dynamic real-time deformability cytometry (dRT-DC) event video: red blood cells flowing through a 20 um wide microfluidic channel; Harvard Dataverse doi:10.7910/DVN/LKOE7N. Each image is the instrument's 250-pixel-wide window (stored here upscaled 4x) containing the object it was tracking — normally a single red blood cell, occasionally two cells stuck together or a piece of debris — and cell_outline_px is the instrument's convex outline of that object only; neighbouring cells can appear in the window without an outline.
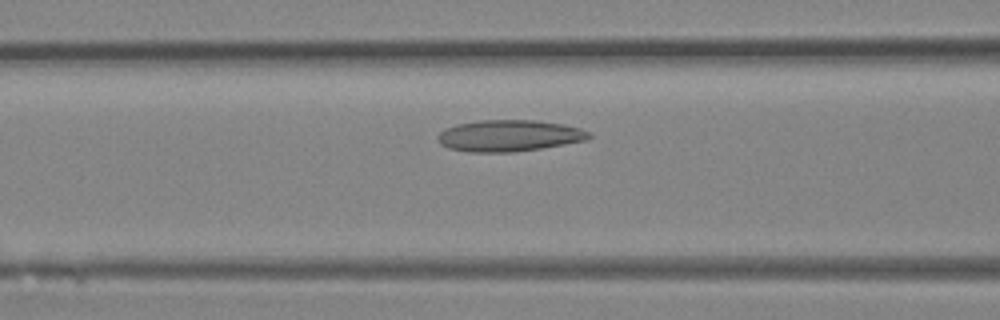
{"species": "Egyptian fruit bat (a non-hibernating species)", "species_latin": "Rousettus aegyptiacus", "temperature_condition": "room temperature", "stored_images_in_passage": 24, "camera_frame_rate_fps": 3000, "um_per_image_px": 0.085, "animal": {"sex": "female"}, "frame": {"image": 1, "passage_image": 6, "time_ms": 1.667, "image_size_px": [1000, 320], "cell_outline_px": [[592, 136], [588, 140], [540, 148], [512, 152], [468, 152], [448, 148], [440, 144], [436, 136], [444, 128], [456, 124], [480, 120], [536, 120], [564, 124], [580, 128], [588, 132]], "centroid_in_image_um": [43.25, 11.53], "position_along_channel_um": 123.4, "area_um2": 27.86}}
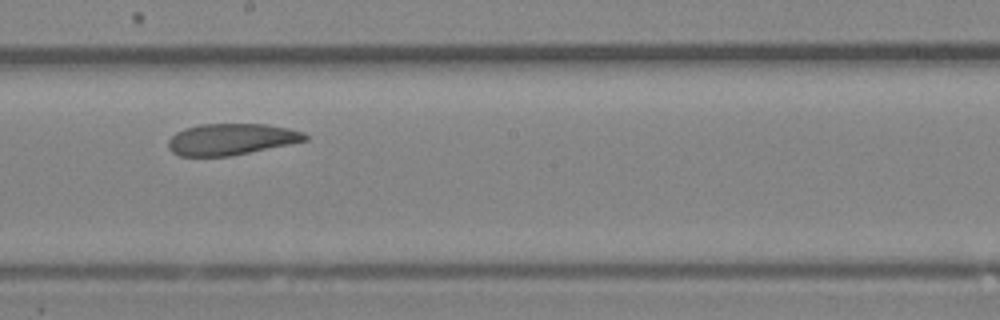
{"frame": {"image": 2, "passage_image": 12, "time_ms": 3.667, "image_size_px": [1000, 320], "cell_outline_px": [[308, 140], [232, 156], [180, 156], [172, 152], [168, 148], [168, 140], [176, 132], [184, 128], [200, 124], [268, 124], [288, 128], [304, 132], [308, 136]], "centroid_in_image_um": [19.65, 11.83], "position_along_channel_um": 228.6, "area_um2": 25.14}}
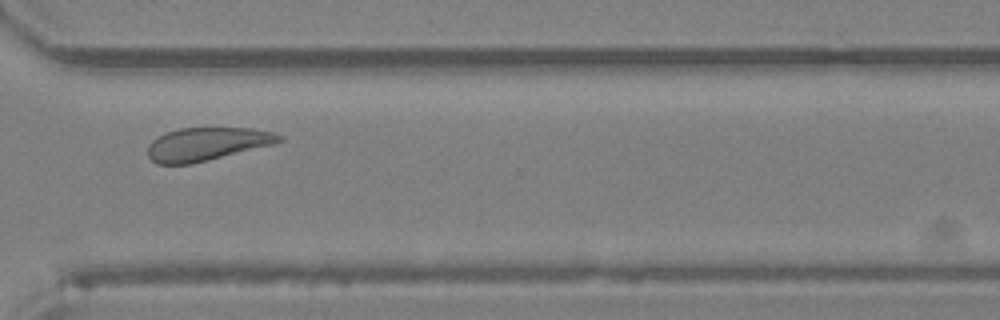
{"frame": {"image": 3, "passage_image": 19, "time_ms": 6.0, "image_size_px": [1000, 320], "cell_outline_px": [[284, 140], [276, 144], [192, 164], [156, 164], [148, 156], [148, 144], [156, 136], [180, 128], [252, 128], [272, 132], [284, 136]], "centroid_in_image_um": [17.61, 12.24], "position_along_channel_um": 353.0, "area_um2": 25.61}}